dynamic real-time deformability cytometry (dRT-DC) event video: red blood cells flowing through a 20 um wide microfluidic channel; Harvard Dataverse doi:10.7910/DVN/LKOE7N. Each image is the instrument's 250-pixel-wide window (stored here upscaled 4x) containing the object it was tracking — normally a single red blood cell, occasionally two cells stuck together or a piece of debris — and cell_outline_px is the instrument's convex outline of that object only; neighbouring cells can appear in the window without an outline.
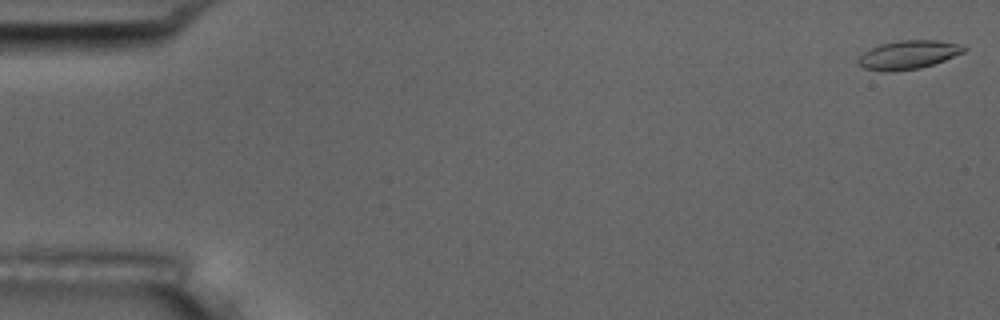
{"species": "common noctule bat (a hibernating species)", "species_latin": "Nyctalus noctula", "temperature_condition": "room temperature", "stored_images_in_passage": 5, "camera_frame_rate_fps": 3000, "um_per_image_px": 0.085, "animal": {"sex": "male", "body_mass_g": 17.5, "forearm_length_mm": 52.3}, "frame": {"image": 1, "passage_image": 1, "time_ms": 0.0, "image_size_px": [1000, 320], "cell_outline_px": [[968, 48], [964, 52], [944, 60], [920, 68], [892, 72], [880, 72], [864, 68], [856, 64], [856, 60], [864, 52], [880, 44], [900, 40], [940, 40], [964, 44]], "centroid_in_image_um": [77.21, 4.66], "position_along_channel_um": 7.8, "area_um2": 17.92}}